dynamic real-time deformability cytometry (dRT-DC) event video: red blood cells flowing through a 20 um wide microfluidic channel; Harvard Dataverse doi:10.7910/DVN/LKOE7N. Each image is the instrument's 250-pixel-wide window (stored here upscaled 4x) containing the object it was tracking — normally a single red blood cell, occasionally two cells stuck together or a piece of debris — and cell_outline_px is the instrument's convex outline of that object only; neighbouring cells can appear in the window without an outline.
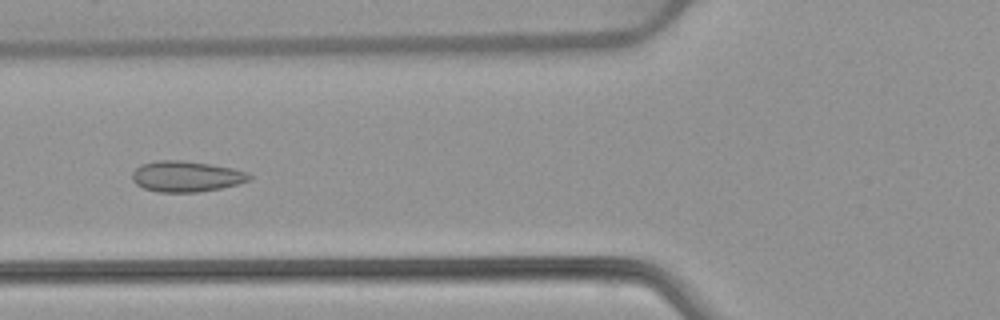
{"species": "common noctule bat (a hibernating species)", "species_latin": "Nyctalus noctula", "temperature_condition": "warm", "stored_images_in_passage": 53, "camera_frame_rate_fps": 3000, "um_per_image_px": 0.085, "animal": {"sex": "female", "body_mass_g": 22.7, "forearm_length_mm": 54.2}, "frame": {"image": 1, "passage_image": 21, "time_ms": 6.667, "image_size_px": [1000, 320], "cell_outline_px": [[252, 180], [220, 188], [196, 192], [160, 192], [144, 188], [136, 184], [132, 180], [132, 172], [140, 164], [156, 160], [180, 160], [208, 164], [232, 168], [248, 172], [252, 176]], "centroid_in_image_um": [15.82, 14.99], "position_along_channel_um": 110.0, "area_um2": 20.98}}
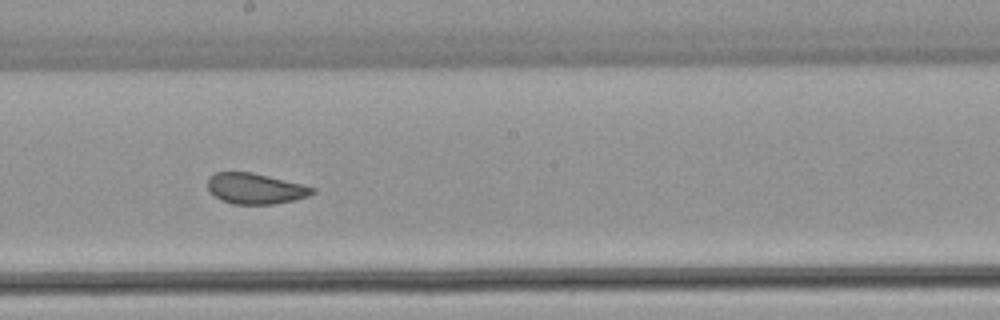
{"frame": {"image": 2, "passage_image": 30, "time_ms": 9.667, "image_size_px": [1000, 320], "cell_outline_px": [[316, 192], [308, 196], [292, 200], [272, 204], [232, 204], [220, 200], [208, 188], [208, 176], [216, 172], [252, 172], [316, 188]], "centroid_in_image_um": [21.68, 16.03], "position_along_channel_um": 226.5, "area_um2": 18.55}}
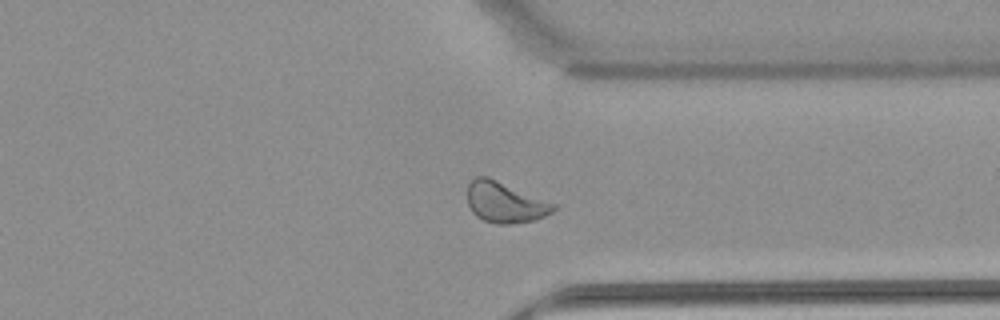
{"frame": {"image": 3, "passage_image": 41, "time_ms": 13.333, "image_size_px": [1000, 320], "cell_outline_px": [[556, 208], [552, 212], [544, 216], [532, 220], [512, 224], [496, 224], [484, 220], [476, 216], [472, 212], [468, 204], [468, 184], [476, 176], [488, 176], [556, 204]], "centroid_in_image_um": [42.91, 17.19], "position_along_channel_um": 368.5, "area_um2": 20.35}}